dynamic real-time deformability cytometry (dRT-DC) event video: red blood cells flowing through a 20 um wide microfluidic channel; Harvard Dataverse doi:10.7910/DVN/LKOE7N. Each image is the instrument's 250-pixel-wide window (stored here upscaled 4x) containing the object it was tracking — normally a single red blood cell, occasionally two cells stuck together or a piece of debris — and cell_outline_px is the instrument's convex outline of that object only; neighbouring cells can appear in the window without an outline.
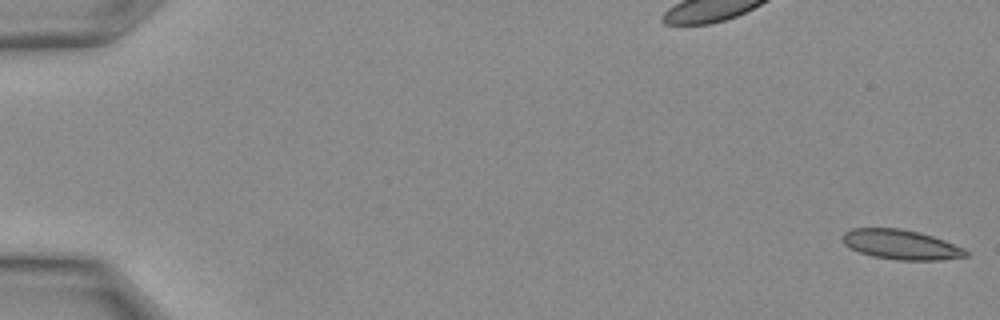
{"species": "Egyptian fruit bat (a non-hibernating species)", "species_latin": "Rousettus aegyptiacus", "temperature_condition": "warm", "stored_images_in_passage": 6, "camera_frame_rate_fps": 3000, "um_per_image_px": 0.085, "animal": {"sex": "female"}, "frame": {"image": 1, "passage_image": 1, "time_ms": 0.0, "image_size_px": [1000, 320], "cell_outline_px": [[968, 256], [940, 260], [896, 260], [872, 256], [848, 248], [844, 244], [840, 236], [844, 232], [852, 228], [900, 228], [920, 232], [944, 240], [964, 248], [968, 252]], "centroid_in_image_um": [76.55, 20.78], "position_along_channel_um": 8.5, "area_um2": 21.56}}